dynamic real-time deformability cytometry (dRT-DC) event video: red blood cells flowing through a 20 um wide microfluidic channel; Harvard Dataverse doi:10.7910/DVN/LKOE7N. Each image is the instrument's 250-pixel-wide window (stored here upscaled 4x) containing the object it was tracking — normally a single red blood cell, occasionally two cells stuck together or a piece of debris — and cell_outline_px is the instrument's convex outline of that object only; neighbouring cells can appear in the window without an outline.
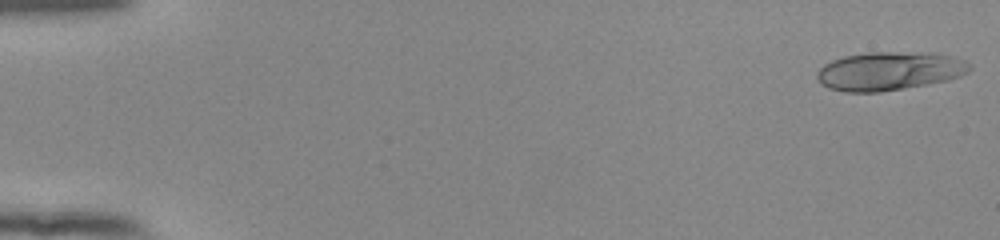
{"species": "human", "species_latin": "Homo sapiens", "temperature_condition": "room temperature", "stored_images_in_passage": 53, "camera_frame_rate_fps": 3000, "um_per_image_px": 0.085, "donor": {"sex": "female"}, "frame": {"image": 1, "passage_image": 1, "time_ms": 0.0, "image_size_px": [1000, 240], "cell_outline_px": [[972, 68], [968, 72], [960, 76], [948, 80], [928, 84], [880, 92], [844, 92], [828, 88], [820, 84], [816, 76], [816, 72], [824, 64], [832, 60], [844, 56], [868, 52], [936, 52], [952, 56], [964, 60], [972, 64]], "centroid_in_image_um": [75.61, 6.03], "position_along_channel_um": 9.4, "area_um2": 34.74}}
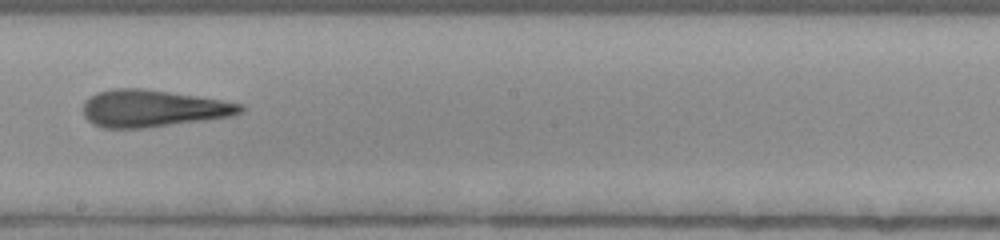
{"frame": {"image": 2, "passage_image": 31, "time_ms": 10.0, "image_size_px": [1000, 240], "cell_outline_px": [[244, 112], [232, 116], [144, 128], [104, 128], [92, 124], [84, 116], [84, 100], [88, 96], [96, 92], [116, 88], [144, 88], [196, 96], [244, 104]], "centroid_in_image_um": [12.96, 9.21], "position_along_channel_um": 235.2, "area_um2": 33.99}}
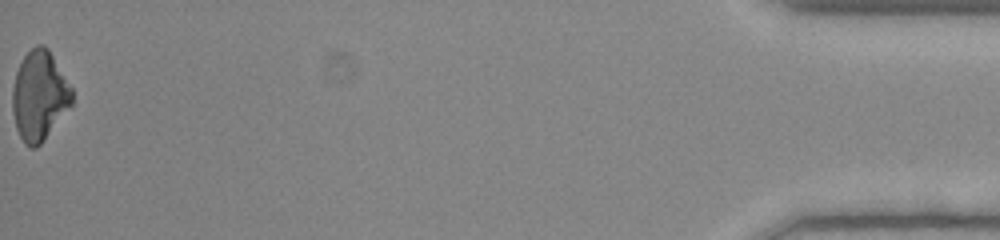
{"frame": {"image": 3, "passage_image": 53, "time_ms": 17.333, "image_size_px": [1000, 240], "cell_outline_px": [[72, 104], [40, 144], [36, 148], [28, 148], [24, 144], [16, 128], [12, 112], [12, 88], [16, 72], [24, 56], [36, 44], [44, 44], [48, 48], [72, 88]], "centroid_in_image_um": [3.33, 8.14], "position_along_channel_um": 431.9, "area_um2": 30.98}, "authors_computed_cell_mechanics": {"area_um2": 33.0616, "velocity_mm_per_s": 3.9269, "shape_relaxation_time_tau1_ms": 10.6259, "shape_relaxation_time_tau2_ms": 3.2856, "deformation_change_tau1": 0.2653, "deformation_change_tau2": 0.1329}}